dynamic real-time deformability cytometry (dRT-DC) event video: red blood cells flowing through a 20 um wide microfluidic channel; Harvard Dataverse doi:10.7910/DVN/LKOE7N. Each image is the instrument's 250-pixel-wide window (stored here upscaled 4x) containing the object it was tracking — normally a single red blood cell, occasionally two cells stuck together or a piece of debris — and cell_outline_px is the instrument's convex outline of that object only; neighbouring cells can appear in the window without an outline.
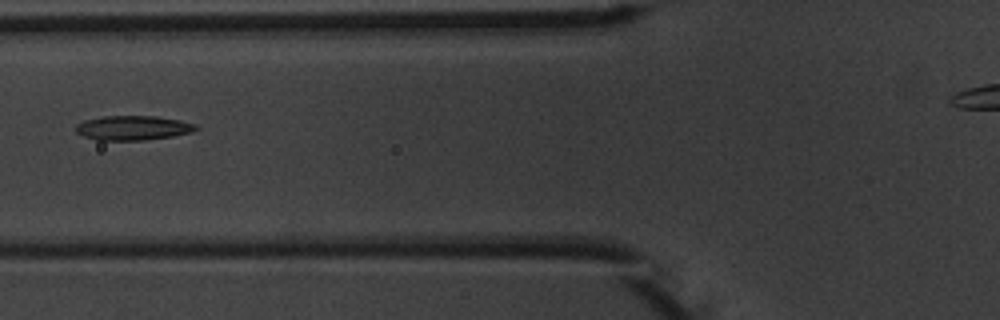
{"species": "common noctule bat (a hibernating species)", "species_latin": "Nyctalus noctula", "temperature_condition": "warm", "stored_images_in_passage": 6, "camera_frame_rate_fps": 3000, "um_per_image_px": 0.085, "animal": {"sex": "male", "body_mass_g": 20.1, "forearm_length_mm": 53.5}, "frame": {"image": 1, "passage_image": 5, "time_ms": 5.0, "image_size_px": [1000, 320], "cell_outline_px": [[200, 128], [192, 132], [172, 136], [144, 140], [96, 140], [84, 136], [76, 132], [76, 124], [84, 120], [104, 116], [156, 116], [180, 120], [196, 124]], "centroid_in_image_um": [11.31, 10.87], "position_along_channel_um": 114.5, "area_um2": 17.17}}
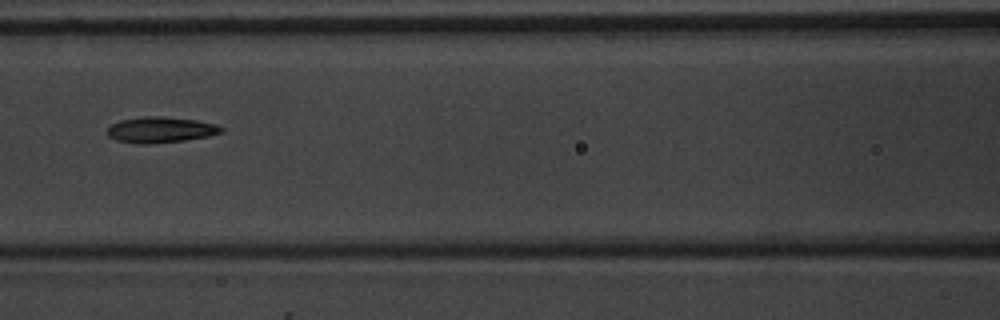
{"frame": {"image": 2, "passage_image": 6, "time_ms": 6.0, "image_size_px": [1000, 320], "cell_outline_px": [[224, 132], [208, 136], [184, 140], [152, 144], [136, 144], [116, 140], [108, 136], [108, 128], [112, 124], [120, 120], [144, 116], [164, 116], [196, 120], [216, 124], [224, 128]], "centroid_in_image_um": [13.66, 11.03], "position_along_channel_um": 152.9, "area_um2": 17.28}}